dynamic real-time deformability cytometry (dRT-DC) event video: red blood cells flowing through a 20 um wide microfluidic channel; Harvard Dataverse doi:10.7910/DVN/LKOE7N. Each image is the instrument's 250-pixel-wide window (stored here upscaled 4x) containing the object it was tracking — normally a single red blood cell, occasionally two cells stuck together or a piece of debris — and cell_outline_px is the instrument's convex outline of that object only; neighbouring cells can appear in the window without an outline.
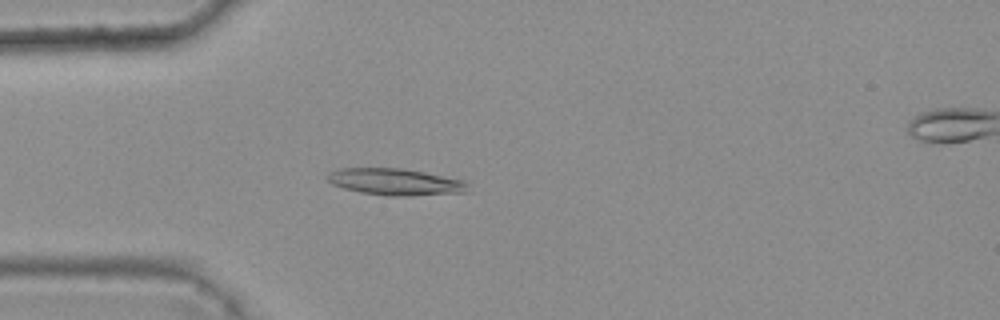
{"species": "common noctule bat (a hibernating species)", "species_latin": "Nyctalus noctula", "temperature_condition": "warm", "stored_images_in_passage": 6, "camera_frame_rate_fps": 3000, "um_per_image_px": 0.085, "animal": {"sex": "female", "body_mass_g": 25.1}, "frame": {"image": 1, "passage_image": 5, "time_ms": 1.333, "image_size_px": [1000, 320], "cell_outline_px": [[468, 192], [408, 196], [384, 196], [360, 192], [344, 188], [332, 184], [324, 176], [328, 172], [336, 168], [404, 168], [464, 180], [468, 184]], "centroid_in_image_um": [33.57, 15.46], "position_along_channel_um": 51.4, "area_um2": 22.14}}